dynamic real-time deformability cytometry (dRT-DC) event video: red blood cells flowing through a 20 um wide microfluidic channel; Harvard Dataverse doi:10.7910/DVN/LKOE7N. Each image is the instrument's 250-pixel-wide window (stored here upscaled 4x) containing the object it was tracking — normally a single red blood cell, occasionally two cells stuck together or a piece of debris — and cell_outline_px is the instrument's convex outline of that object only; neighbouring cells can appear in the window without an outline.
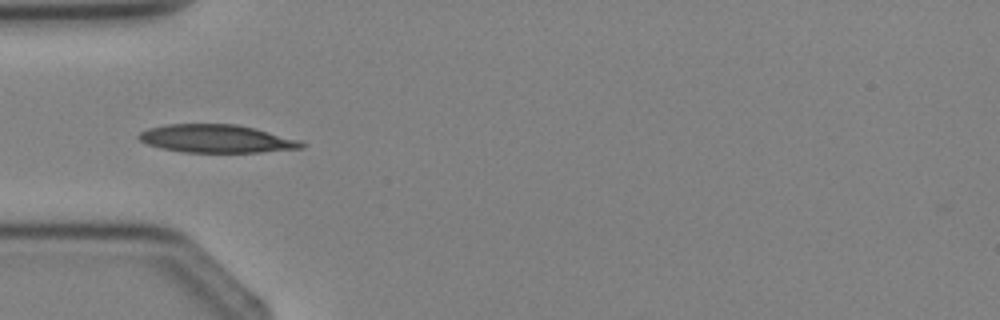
{"species": "Egyptian fruit bat (a non-hibernating species)", "species_latin": "Rousettus aegyptiacus", "temperature_condition": "cold", "stored_images_in_passage": 2, "camera_frame_rate_fps": 3000, "um_per_image_px": 0.085, "animal": {"sex": "female"}, "frame": {"image": 1, "passage_image": 2, "time_ms": 1.333, "image_size_px": [1000, 320], "cell_outline_px": [[308, 144], [304, 148], [260, 152], [184, 152], [160, 148], [148, 144], [140, 140], [136, 136], [140, 132], [148, 128], [168, 124], [236, 124], [256, 128], [300, 140]], "centroid_in_image_um": [18.43, 11.79], "position_along_channel_um": 66.6, "area_um2": 26.7}}